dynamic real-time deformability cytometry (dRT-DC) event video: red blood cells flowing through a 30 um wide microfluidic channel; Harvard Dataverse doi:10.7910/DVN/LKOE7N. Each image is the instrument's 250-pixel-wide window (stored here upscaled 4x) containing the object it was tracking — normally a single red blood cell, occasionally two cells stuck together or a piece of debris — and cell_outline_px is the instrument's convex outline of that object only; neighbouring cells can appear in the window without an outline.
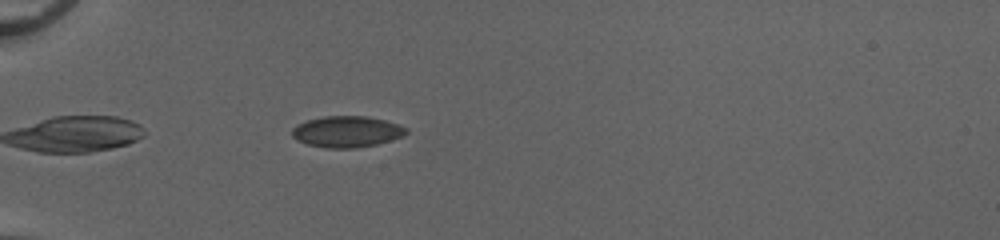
{"species": "common noctule bat (a hibernating species)", "species_latin": "Nyctalus noctula", "temperature_condition": "cold", "stored_images_in_passage": 39, "camera_frame_rate_fps": 3000, "um_per_image_px": 0.085, "animal": {"sex": "female", "body_mass_g": 20.0, "forearm_length_mm": 54.0}, "frame": {"image": 1, "passage_image": 4, "time_ms": 1.0, "image_size_px": [1000, 240], "cell_outline_px": [[408, 132], [404, 136], [376, 144], [356, 148], [328, 148], [308, 144], [292, 136], [292, 128], [296, 124], [308, 120], [324, 116], [368, 116], [384, 120], [408, 128]], "centroid_in_image_um": [29.49, 11.18], "position_along_channel_um": 55.5, "area_um2": 20.63}}
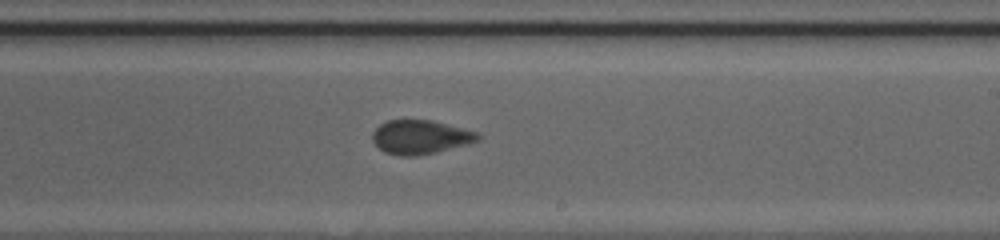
{"frame": {"image": 2, "passage_image": 20, "time_ms": 6.333, "image_size_px": [1000, 240], "cell_outline_px": [[480, 140], [436, 152], [416, 156], [400, 156], [384, 152], [372, 140], [372, 132], [380, 124], [388, 120], [432, 120], [480, 132]], "centroid_in_image_um": [35.74, 11.64], "position_along_channel_um": 253.3, "area_um2": 20.87}}
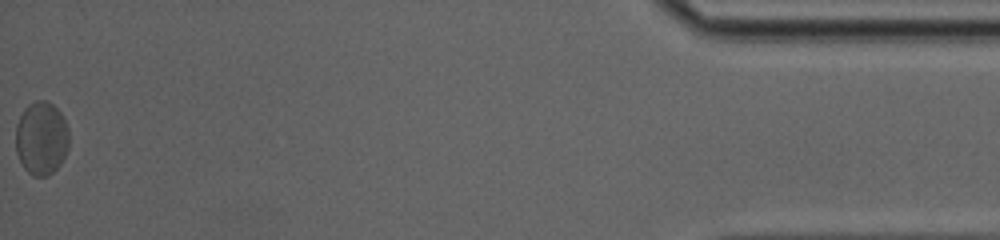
{"frame": {"image": 3, "passage_image": 39, "time_ms": 12.667, "image_size_px": [1000, 240], "cell_outline_px": [[68, 148], [60, 164], [48, 176], [32, 176], [24, 168], [16, 152], [16, 124], [24, 108], [28, 104], [36, 100], [44, 100], [52, 104], [60, 112], [68, 128]], "centroid_in_image_um": [3.5, 11.75], "position_along_channel_um": 431.7, "area_um2": 22.77}, "authors_computed_cell_mechanics": {"area_um2": 20.8658, "velocity_mm_per_s": 4.0776, "shape_relaxation_time_tau1_ms": 2.7791, "shape_relaxation_time_tau2_ms": 0.7803, "deformation_change_tau1": 0.0876, "deformation_change_tau2": 0.0433}}